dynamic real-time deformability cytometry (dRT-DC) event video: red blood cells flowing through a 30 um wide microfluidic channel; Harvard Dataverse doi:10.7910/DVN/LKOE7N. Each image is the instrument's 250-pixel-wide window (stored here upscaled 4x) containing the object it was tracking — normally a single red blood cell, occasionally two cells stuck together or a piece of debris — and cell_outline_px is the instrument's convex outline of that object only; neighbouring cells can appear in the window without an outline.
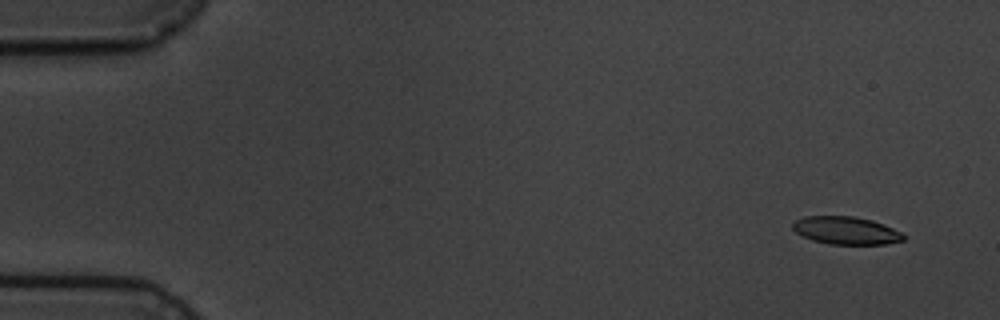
{"species": "common noctule bat (a hibernating species)", "species_latin": "Nyctalus noctula", "temperature_condition": "cold", "stored_images_in_passage": 4, "camera_frame_rate_fps": 3000, "um_per_image_px": 0.085, "animal": {"sex": "male", "body_mass_g": 19.5, "forearm_length_mm": 54.6}, "frame": {"image": 1, "passage_image": 1, "time_ms": 0.0, "image_size_px": [1000, 320], "cell_outline_px": [[904, 240], [884, 244], [828, 244], [812, 240], [796, 232], [792, 228], [792, 224], [796, 220], [804, 216], [852, 216], [872, 220], [884, 224], [900, 232], [904, 236]], "centroid_in_image_um": [71.89, 19.59], "position_along_channel_um": 13.1, "area_um2": 17.8}}
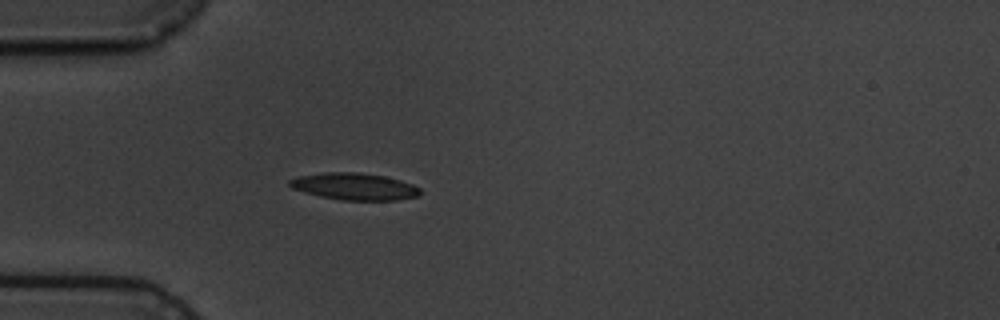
{"frame": {"image": 2, "passage_image": 4, "time_ms": 4.333, "image_size_px": [1000, 320], "cell_outline_px": [[420, 196], [396, 200], [340, 200], [320, 196], [304, 192], [292, 188], [288, 184], [288, 180], [300, 176], [324, 172], [360, 172], [384, 176], [400, 180], [412, 184], [420, 188]], "centroid_in_image_um": [30.13, 15.85], "position_along_channel_um": 54.9, "area_um2": 20.52}}